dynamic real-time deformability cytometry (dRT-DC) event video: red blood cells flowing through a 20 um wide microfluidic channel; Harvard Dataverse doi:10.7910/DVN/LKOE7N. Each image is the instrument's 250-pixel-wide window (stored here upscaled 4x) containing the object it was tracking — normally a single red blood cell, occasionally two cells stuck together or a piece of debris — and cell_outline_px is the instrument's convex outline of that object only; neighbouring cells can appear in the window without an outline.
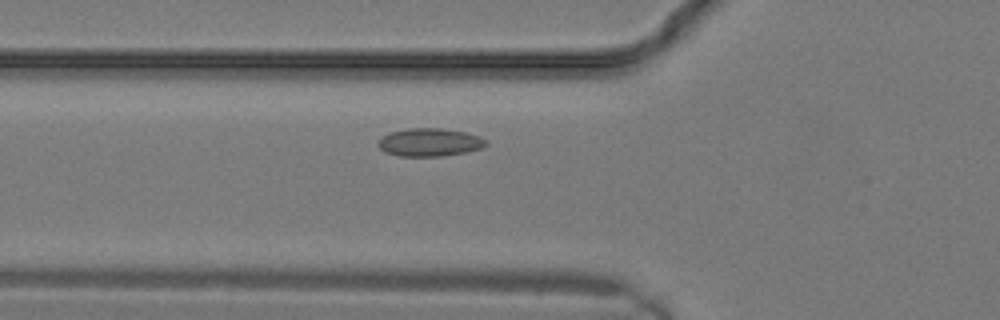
{"species": "common noctule bat (a hibernating species)", "species_latin": "Nyctalus noctula", "temperature_condition": "warm", "stored_images_in_passage": 7, "camera_frame_rate_fps": 3000, "um_per_image_px": 0.085, "animal": {"sex": "male", "body_mass_g": 19.2, "forearm_length_mm": 51.8}, "frame": {"image": 1, "passage_image": 5, "time_ms": 1.333, "image_size_px": [1000, 320], "cell_outline_px": [[488, 144], [480, 148], [464, 152], [440, 156], [400, 156], [384, 152], [376, 144], [380, 136], [392, 132], [408, 128], [440, 128], [464, 132], [480, 136], [488, 140]], "centroid_in_image_um": [36.49, 12.09], "position_along_channel_um": 89.3, "area_um2": 17.63}}
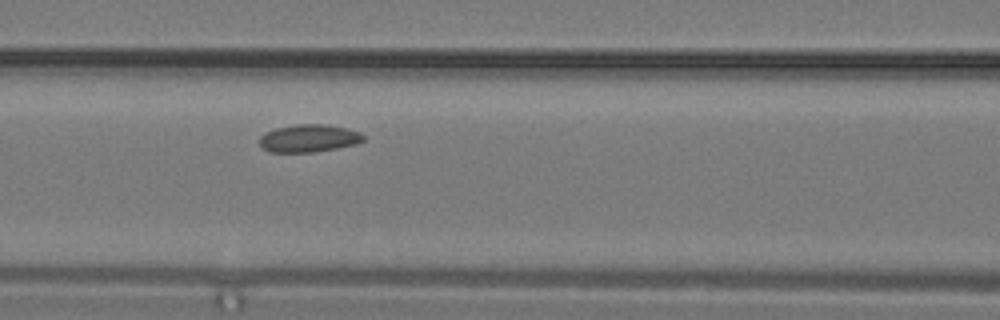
{"frame": {"image": 2, "passage_image": 7, "time_ms": 2.0, "image_size_px": [1000, 320], "cell_outline_px": [[364, 140], [356, 144], [316, 152], [268, 152], [260, 144], [260, 136], [264, 132], [276, 128], [296, 124], [328, 124], [360, 132], [364, 136]], "centroid_in_image_um": [26.24, 11.75], "position_along_channel_um": 140.4, "area_um2": 16.76}}